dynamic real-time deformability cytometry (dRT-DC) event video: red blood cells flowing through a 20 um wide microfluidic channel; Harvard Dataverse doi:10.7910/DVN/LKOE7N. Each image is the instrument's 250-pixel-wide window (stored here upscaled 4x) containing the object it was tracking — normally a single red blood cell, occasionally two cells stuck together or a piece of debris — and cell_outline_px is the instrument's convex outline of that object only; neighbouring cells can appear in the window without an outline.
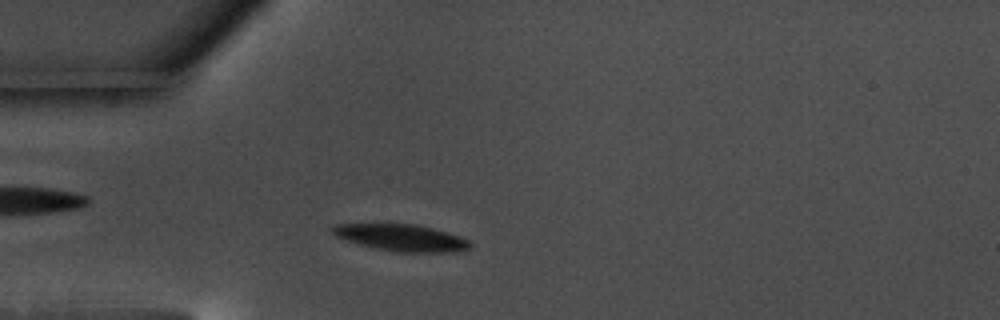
{"species": "common noctule bat (a hibernating species)", "species_latin": "Nyctalus noctula", "temperature_condition": "warm", "stored_images_in_passage": 47, "camera_frame_rate_fps": 3000, "um_per_image_px": 0.085, "animal": {"sex": "male", "body_mass_g": 17.5, "forearm_length_mm": 52.3}, "frame": {"image": 1, "passage_image": 9, "time_ms": 2.667, "image_size_px": [1000, 320], "cell_outline_px": [[472, 244], [468, 248], [456, 252], [396, 252], [372, 248], [336, 236], [332, 232], [332, 228], [336, 224], [416, 224], [432, 228], [460, 236], [468, 240]], "centroid_in_image_um": [34.14, 20.21], "position_along_channel_um": 50.9, "area_um2": 21.27}}
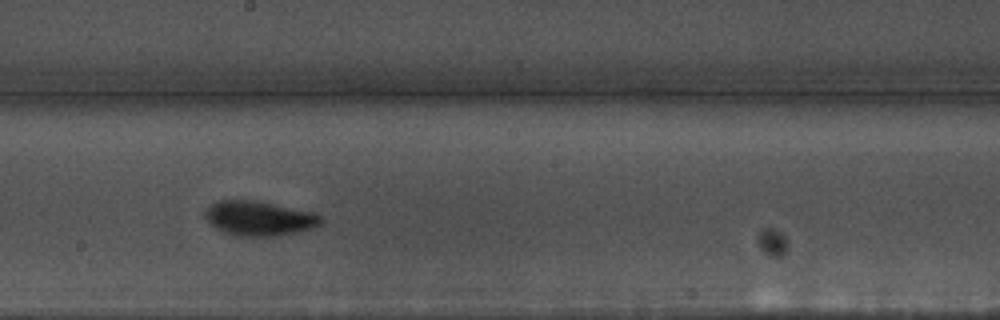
{"frame": {"image": 2, "passage_image": 25, "time_ms": 8.0, "image_size_px": [1000, 320], "cell_outline_px": [[324, 220], [320, 224], [312, 228], [296, 232], [276, 236], [236, 236], [224, 232], [208, 224], [204, 216], [204, 212], [208, 204], [216, 200], [252, 200], [316, 212]], "centroid_in_image_um": [21.98, 18.55], "position_along_channel_um": 226.2, "area_um2": 23.64}}
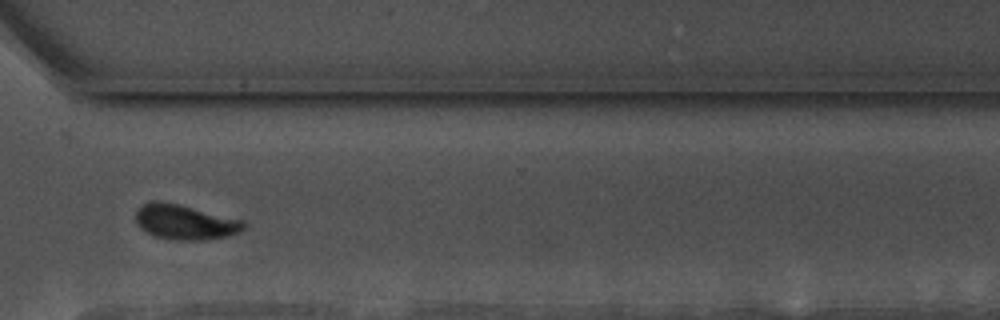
{"frame": {"image": 3, "passage_image": 36, "time_ms": 11.667, "image_size_px": [1000, 320], "cell_outline_px": [[248, 224], [240, 232], [228, 236], [204, 240], [172, 240], [156, 236], [140, 228], [136, 224], [136, 208], [152, 200], [160, 200], [244, 220]], "centroid_in_image_um": [15.73, 18.88], "position_along_channel_um": 354.9, "area_um2": 22.08}, "authors_computed_cell_mechanics": {"area_um2": 21.8484, "velocity_mm_per_s": 3.4988, "shape_relaxation_time_tau1_ms": 3.1021, "shape_relaxation_time_tau2_ms": 3.3042, "deformation_change_tau1": 0.1412, "deformation_change_tau2": 0.0695}}